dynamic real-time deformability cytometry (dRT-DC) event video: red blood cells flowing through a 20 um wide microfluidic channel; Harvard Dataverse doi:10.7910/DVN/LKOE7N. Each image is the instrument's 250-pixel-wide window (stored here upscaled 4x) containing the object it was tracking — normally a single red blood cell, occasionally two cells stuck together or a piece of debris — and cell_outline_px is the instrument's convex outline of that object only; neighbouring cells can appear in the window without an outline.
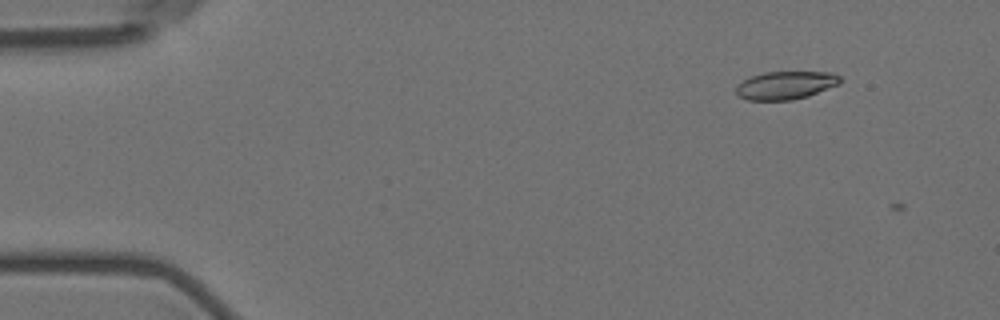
{"species": "Egyptian fruit bat (a non-hibernating species)", "species_latin": "Rousettus aegyptiacus", "temperature_condition": "room temperature", "stored_images_in_passage": 3, "camera_frame_rate_fps": 3000, "um_per_image_px": 0.085, "animal": {"sex": "female"}, "frame": {"image": 1, "passage_image": 2, "time_ms": 1.333, "image_size_px": [1000, 320], "cell_outline_px": [[840, 84], [808, 96], [792, 100], [748, 100], [736, 96], [736, 84], [752, 76], [764, 72], [832, 72], [840, 76]], "centroid_in_image_um": [66.76, 7.25], "position_along_channel_um": 18.2, "area_um2": 17.11}}